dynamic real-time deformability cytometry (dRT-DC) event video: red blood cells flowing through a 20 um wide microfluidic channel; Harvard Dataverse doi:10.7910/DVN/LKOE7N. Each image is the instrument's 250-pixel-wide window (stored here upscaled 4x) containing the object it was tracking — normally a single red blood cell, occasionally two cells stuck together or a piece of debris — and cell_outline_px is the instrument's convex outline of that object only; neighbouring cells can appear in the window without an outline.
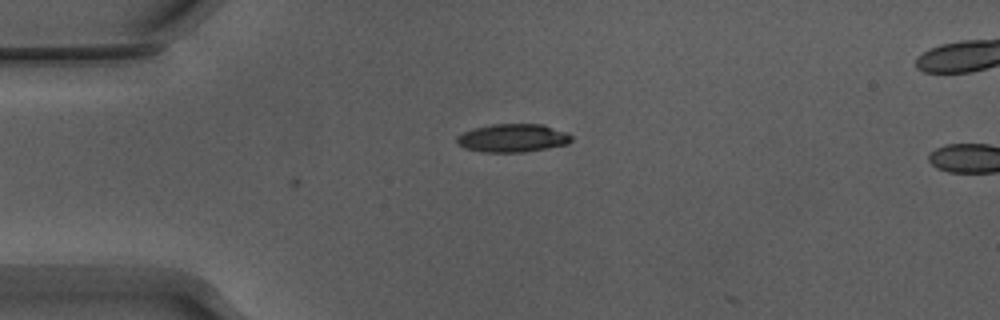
{"species": "Egyptian fruit bat (a non-hibernating species)", "species_latin": "Rousettus aegyptiacus", "temperature_condition": "warm", "stored_images_in_passage": 7, "camera_frame_rate_fps": 3000, "um_per_image_px": 0.085, "animal": {"sex": "male"}, "frame": {"image": 1, "passage_image": 7, "time_ms": 2.0, "image_size_px": [1000, 320], "cell_outline_px": [[572, 140], [568, 144], [524, 152], [484, 152], [464, 148], [456, 144], [456, 136], [464, 132], [476, 128], [492, 124], [540, 124], [568, 132], [572, 136]], "centroid_in_image_um": [43.58, 11.73], "position_along_channel_um": 41.4, "area_um2": 18.84}}